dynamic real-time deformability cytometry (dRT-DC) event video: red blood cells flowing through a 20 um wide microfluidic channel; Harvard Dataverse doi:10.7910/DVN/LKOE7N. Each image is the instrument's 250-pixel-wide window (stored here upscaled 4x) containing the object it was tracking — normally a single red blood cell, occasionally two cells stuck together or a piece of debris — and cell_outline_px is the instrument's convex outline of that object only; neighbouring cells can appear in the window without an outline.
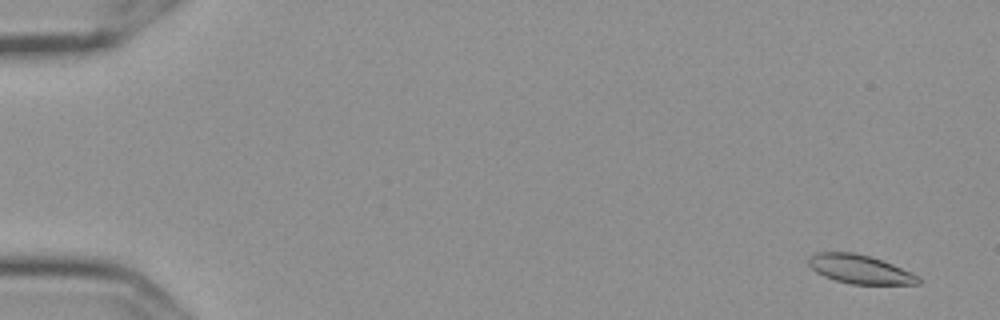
{"species": "Egyptian fruit bat (a non-hibernating species)", "species_latin": "Rousettus aegyptiacus", "temperature_condition": "cold", "stored_images_in_passage": 6, "segment_of_instrument_passage": [1, 2], "camera_frame_rate_fps": 3000, "um_per_image_px": 0.085, "frame": {"image": 1, "passage_image": 1, "time_ms": 0.0, "image_size_px": [1000, 320], "cell_outline_px": [[920, 284], [852, 284], [836, 280], [824, 276], [816, 272], [808, 264], [808, 260], [816, 252], [852, 252], [872, 256], [892, 264], [920, 276]], "centroid_in_image_um": [73.11, 22.88], "position_along_channel_um": 11.9, "area_um2": 18.32}}
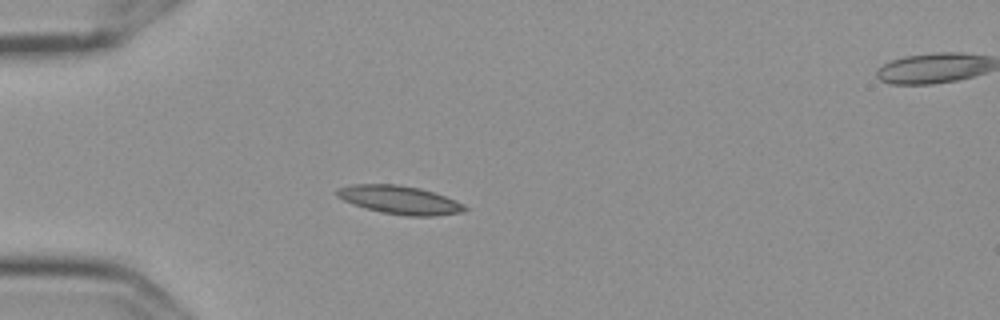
{"frame": {"image": 2, "passage_image": 5, "time_ms": 1.333, "image_size_px": [1000, 320], "cell_outline_px": [[468, 208], [464, 212], [436, 216], [408, 216], [380, 212], [352, 204], [336, 196], [332, 192], [336, 188], [352, 184], [396, 184], [420, 188], [444, 196], [464, 204]], "centroid_in_image_um": [33.93, 16.99], "position_along_channel_um": 51.1, "area_um2": 21.27}}